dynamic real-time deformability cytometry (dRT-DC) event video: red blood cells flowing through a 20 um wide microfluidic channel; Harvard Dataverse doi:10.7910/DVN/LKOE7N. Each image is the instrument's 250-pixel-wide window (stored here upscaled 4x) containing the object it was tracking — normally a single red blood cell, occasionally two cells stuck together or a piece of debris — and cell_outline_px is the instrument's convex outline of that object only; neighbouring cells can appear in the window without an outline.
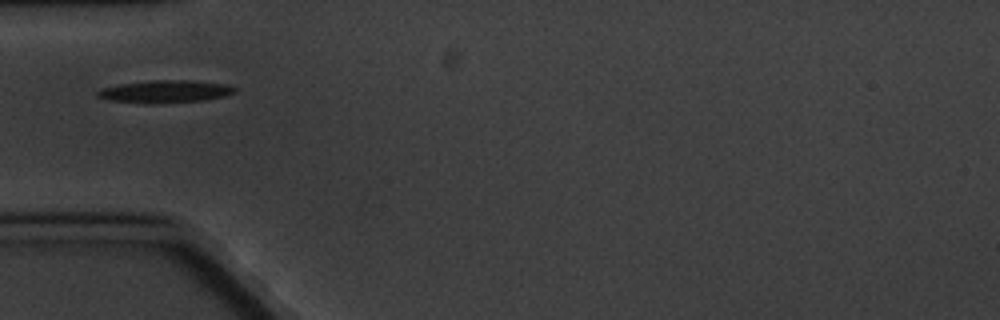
{"species": "common noctule bat (a hibernating species)", "species_latin": "Nyctalus noctula", "temperature_condition": "cold", "stored_images_in_passage": 7, "camera_frame_rate_fps": 3000, "um_per_image_px": 0.085, "animal": {"sex": "male", "body_mass_g": 20.1, "forearm_length_mm": 53.5}, "frame": {"image": 1, "passage_image": 1, "time_ms": 0.0, "image_size_px": [1000, 320], "cell_outline_px": [[240, 88], [236, 92], [224, 96], [204, 100], [160, 104], [148, 104], [112, 100], [96, 96], [96, 92], [100, 88], [120, 84], [152, 80], [188, 80], [228, 84]], "centroid_in_image_um": [14.09, 7.78], "position_along_channel_um": 70.9, "area_um2": 18.26}}